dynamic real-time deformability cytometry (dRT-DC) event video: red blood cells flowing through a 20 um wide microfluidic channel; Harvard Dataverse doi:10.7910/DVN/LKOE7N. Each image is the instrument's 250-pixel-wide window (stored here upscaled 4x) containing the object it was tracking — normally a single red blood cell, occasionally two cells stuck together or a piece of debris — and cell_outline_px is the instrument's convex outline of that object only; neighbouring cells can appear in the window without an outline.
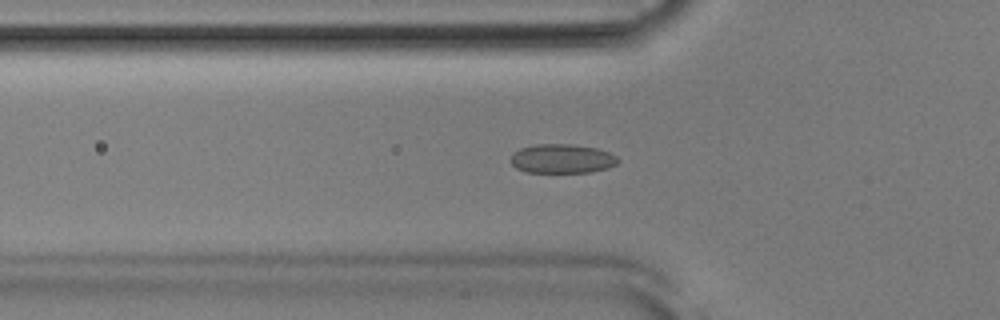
{"species": "Egyptian fruit bat (a non-hibernating species)", "species_latin": "Rousettus aegyptiacus", "temperature_condition": "room temperature", "stored_images_in_passage": 45, "camera_frame_rate_fps": 3000, "um_per_image_px": 0.085, "animal": {"sex": "male"}, "frame": {"image": 1, "passage_image": 9, "time_ms": 2.667, "image_size_px": [1000, 320], "cell_outline_px": [[620, 160], [616, 164], [608, 168], [588, 172], [528, 172], [516, 168], [508, 160], [512, 152], [520, 148], [536, 144], [572, 144], [596, 148], [608, 152], [616, 156]], "centroid_in_image_um": [47.73, 13.48], "position_along_channel_um": 78.1, "area_um2": 18.32}}
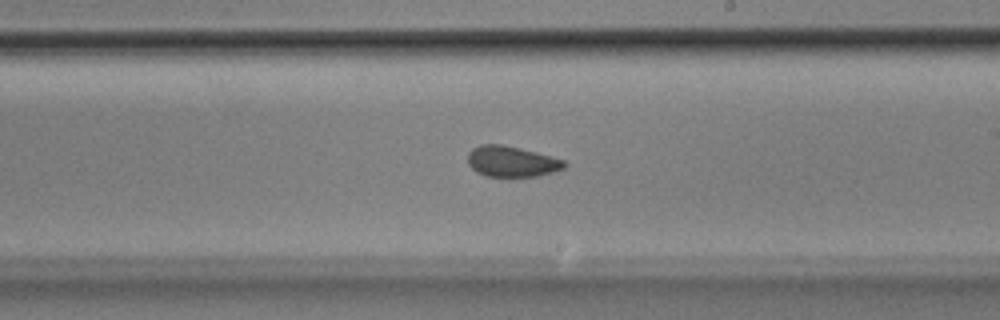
{"frame": {"image": 2, "passage_image": 22, "time_ms": 7.0, "image_size_px": [1000, 320], "cell_outline_px": [[568, 164], [564, 168], [556, 172], [536, 176], [488, 176], [476, 172], [468, 164], [468, 152], [472, 148], [480, 144], [500, 144], [520, 148], [552, 156], [564, 160]], "centroid_in_image_um": [43.51, 13.72], "position_along_channel_um": 245.5, "area_um2": 17.4}}
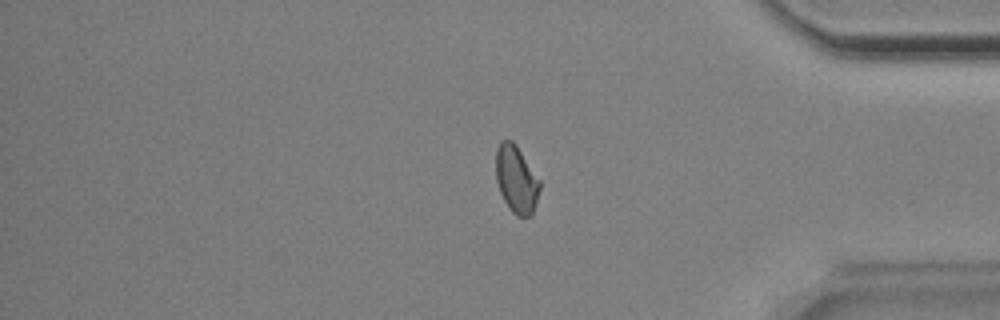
{"frame": {"image": 3, "passage_image": 35, "time_ms": 11.333, "image_size_px": [1000, 320], "cell_outline_px": [[540, 188], [536, 204], [532, 216], [516, 216], [508, 208], [500, 192], [496, 180], [496, 148], [500, 140], [512, 140], [516, 144], [540, 180]], "centroid_in_image_um": [43.88, 15.24], "position_along_channel_um": 391.3, "area_um2": 17.4}, "authors_computed_cell_mechanics": {"area_um2": 17.5712, "velocity_mm_per_s": 3.8584, "shape_relaxation_time_tau1_ms": 3.5413, "shape_relaxation_time_tau2_ms": 2.2081, "deformation_change_tau1": 0.0718, "deformation_change_tau2": 0.0585}}